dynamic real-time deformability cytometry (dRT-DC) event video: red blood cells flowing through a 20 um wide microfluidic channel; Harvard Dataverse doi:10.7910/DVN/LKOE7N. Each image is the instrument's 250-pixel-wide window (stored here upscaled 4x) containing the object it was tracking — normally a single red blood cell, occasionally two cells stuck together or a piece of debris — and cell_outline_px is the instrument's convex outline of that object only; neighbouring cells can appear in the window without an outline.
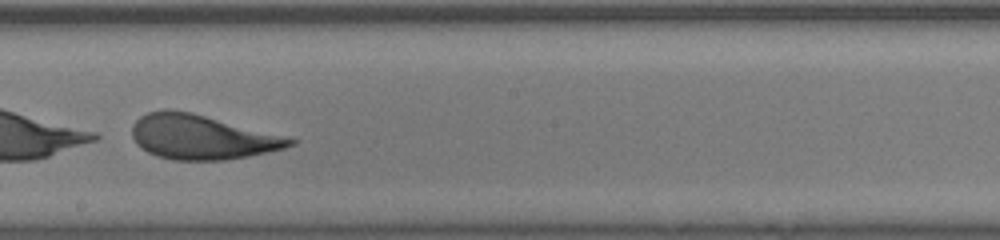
{"species": "human", "species_latin": "Homo sapiens", "temperature_condition": "room temperature", "stored_images_in_passage": 41, "camera_frame_rate_fps": 3000, "um_per_image_px": 0.085, "donor": {"sex": "male"}, "frame": {"image": 1, "passage_image": 25, "time_ms": 8.0, "image_size_px": [1000, 240], "cell_outline_px": [[300, 140], [296, 144], [284, 148], [248, 156], [224, 160], [172, 160], [156, 156], [148, 152], [136, 144], [132, 136], [132, 124], [140, 116], [148, 112], [164, 108], [172, 108], [192, 112]], "centroid_in_image_um": [17.11, 11.64], "position_along_channel_um": 231.1, "area_um2": 41.15}}
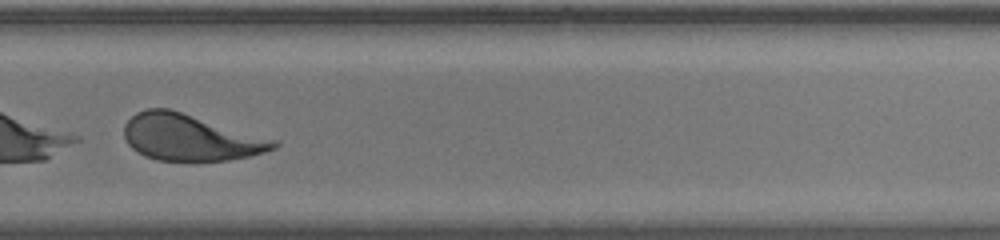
{"frame": {"image": 2, "passage_image": 31, "time_ms": 10.0, "image_size_px": [1000, 240], "cell_outline_px": [[280, 144], [276, 148], [264, 152], [248, 156], [228, 160], [196, 164], [188, 164], [156, 160], [144, 156], [136, 152], [128, 144], [124, 136], [124, 124], [136, 112], [148, 108], [168, 108], [280, 140]], "centroid_in_image_um": [16.19, 11.73], "position_along_channel_um": 313.6, "area_um2": 41.73}}
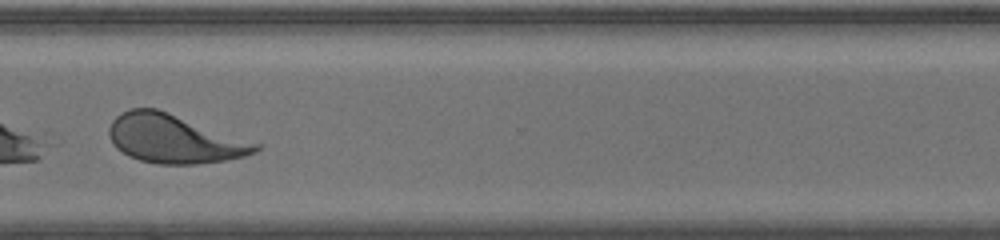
{"frame": {"image": 3, "passage_image": 34, "time_ms": 11.0, "image_size_px": [1000, 240], "cell_outline_px": [[260, 148], [256, 152], [244, 156], [224, 160], [196, 164], [160, 164], [140, 160], [128, 156], [116, 148], [112, 144], [108, 136], [108, 128], [112, 120], [120, 112], [128, 108], [156, 108], [168, 112], [260, 144]], "centroid_in_image_um": [14.74, 11.79], "position_along_channel_um": 355.9, "area_um2": 41.38}}